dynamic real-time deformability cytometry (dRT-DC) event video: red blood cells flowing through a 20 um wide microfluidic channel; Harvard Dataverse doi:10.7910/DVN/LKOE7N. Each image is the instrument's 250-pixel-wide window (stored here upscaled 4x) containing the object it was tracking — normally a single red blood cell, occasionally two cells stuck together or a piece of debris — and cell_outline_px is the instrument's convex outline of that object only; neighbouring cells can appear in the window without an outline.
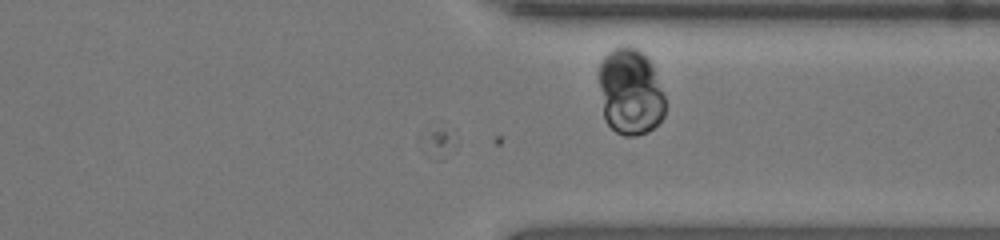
{"species": "human", "species_latin": "Homo sapiens", "temperature_condition": "room temperature", "stored_images_in_passage": 27, "camera_frame_rate_fps": 3000, "um_per_image_px": 0.085, "donor": {"sex": "female"}, "frame": {"image": 1, "passage_image": 27, "time_ms": 8.667, "image_size_px": [1000, 240], "cell_outline_px": [[664, 116], [648, 132], [636, 136], [624, 136], [616, 132], [604, 120], [600, 88], [600, 60], [608, 52], [616, 48], [636, 48], [652, 64], [664, 96]], "centroid_in_image_um": [53.56, 7.85], "position_along_channel_um": 357.8, "area_um2": 32.95}}